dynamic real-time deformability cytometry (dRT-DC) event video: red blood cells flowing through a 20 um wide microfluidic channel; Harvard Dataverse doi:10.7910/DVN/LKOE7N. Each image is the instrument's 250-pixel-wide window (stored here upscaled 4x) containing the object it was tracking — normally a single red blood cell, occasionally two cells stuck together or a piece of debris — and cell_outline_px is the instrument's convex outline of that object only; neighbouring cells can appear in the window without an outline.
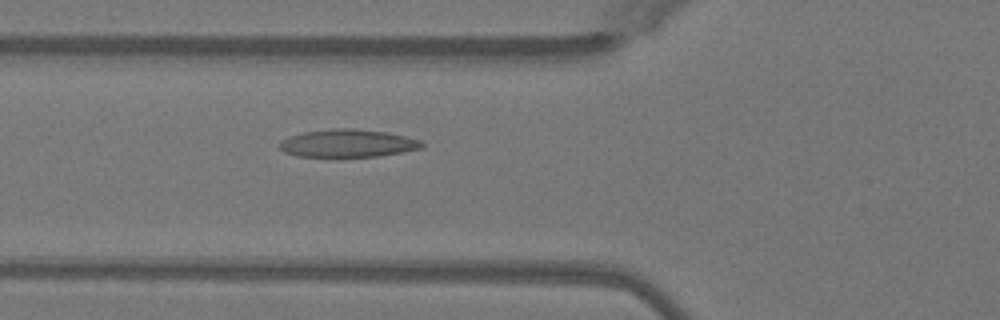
{"species": "Egyptian fruit bat (a non-hibernating species)", "species_latin": "Rousettus aegyptiacus", "temperature_condition": "warm", "stored_images_in_passage": 32, "camera_frame_rate_fps": 3000, "um_per_image_px": 0.085, "animal": {"sex": "female"}, "frame": {"image": 1, "passage_image": 19, "time_ms": 6.0, "image_size_px": [1000, 320], "cell_outline_px": [[424, 144], [420, 148], [380, 156], [336, 160], [328, 160], [296, 156], [284, 152], [280, 148], [280, 140], [288, 136], [304, 132], [332, 128], [352, 128], [388, 132], [420, 140]], "centroid_in_image_um": [29.47, 12.23], "position_along_channel_um": 96.3, "area_um2": 24.22}}
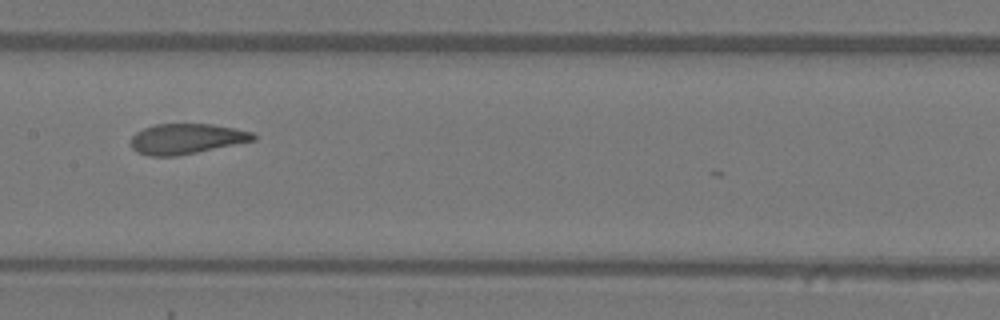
{"frame": {"image": 2, "passage_image": 26, "time_ms": 8.333, "image_size_px": [1000, 320], "cell_outline_px": [[256, 140], [176, 156], [148, 156], [136, 152], [132, 148], [132, 136], [136, 132], [144, 128], [156, 124], [212, 124], [252, 132], [256, 136]], "centroid_in_image_um": [15.82, 11.8], "position_along_channel_um": 191.6, "area_um2": 21.44}}
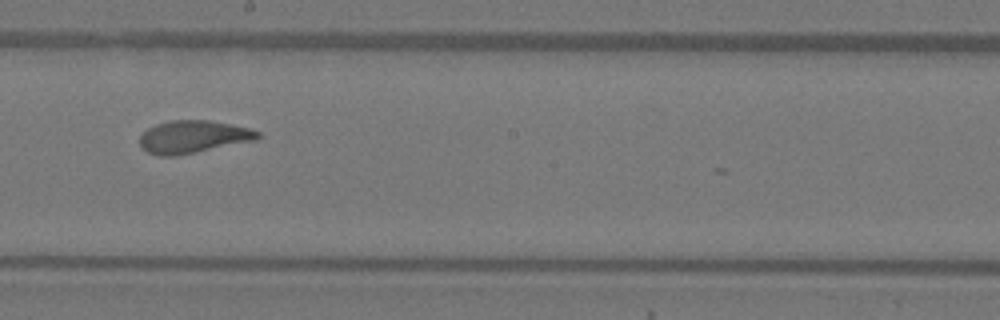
{"frame": {"image": 3, "passage_image": 29, "time_ms": 9.333, "image_size_px": [1000, 320], "cell_outline_px": [[260, 136], [256, 140], [176, 156], [160, 156], [148, 152], [140, 144], [140, 136], [148, 128], [156, 124], [168, 120], [208, 120], [252, 128], [260, 132]], "centroid_in_image_um": [16.44, 11.62], "position_along_channel_um": 231.8, "area_um2": 22.37}}